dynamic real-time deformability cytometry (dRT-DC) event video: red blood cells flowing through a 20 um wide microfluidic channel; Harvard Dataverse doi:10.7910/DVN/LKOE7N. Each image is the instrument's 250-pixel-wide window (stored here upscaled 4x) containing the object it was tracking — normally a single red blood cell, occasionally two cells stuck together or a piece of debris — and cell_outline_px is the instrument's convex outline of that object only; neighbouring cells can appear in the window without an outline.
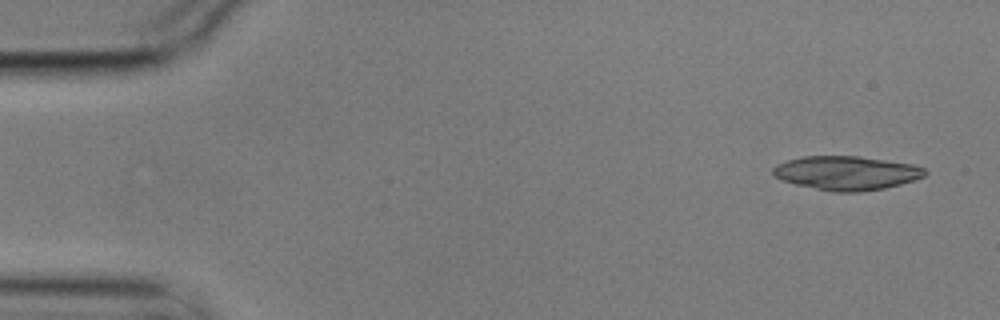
{"species": "common noctule bat (a hibernating species)", "species_latin": "Nyctalus noctula", "temperature_condition": "cold", "stored_images_in_passage": 9, "camera_frame_rate_fps": 3000, "um_per_image_px": 0.085, "animal": {"sex": "male", "body_mass_g": 17.9}, "frame": {"image": 1, "passage_image": 1, "time_ms": 0.0, "image_size_px": [1000, 320], "cell_outline_px": [[928, 172], [924, 176], [900, 184], [884, 188], [860, 192], [832, 192], [796, 184], [784, 180], [776, 176], [772, 172], [772, 168], [776, 164], [788, 160], [804, 156], [860, 156], [912, 164], [924, 168]], "centroid_in_image_um": [71.95, 14.7], "position_along_channel_um": 13.0, "area_um2": 29.88}}
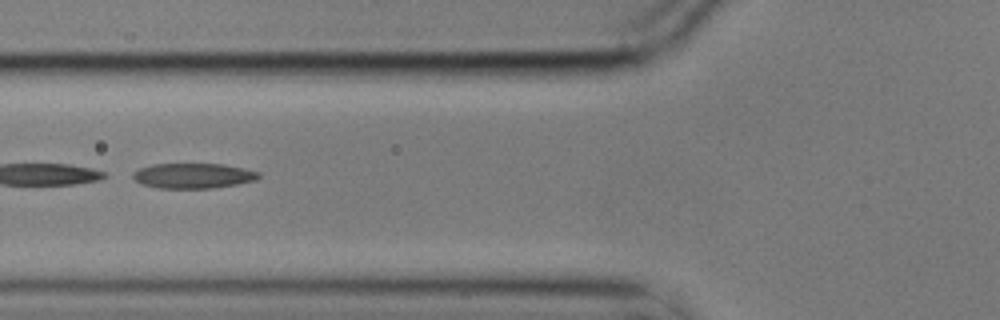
{"frame": {"image": 2, "passage_image": 6, "time_ms": 1.667, "image_size_px": [1000, 320], "cell_outline_px": [[260, 176], [256, 180], [236, 184], [212, 188], [156, 188], [144, 184], [136, 180], [132, 176], [132, 172], [140, 168], [152, 164], [224, 164], [244, 168], [260, 172]], "centroid_in_image_um": [16.43, 14.93], "position_along_channel_um": 109.4, "area_um2": 18.38}}
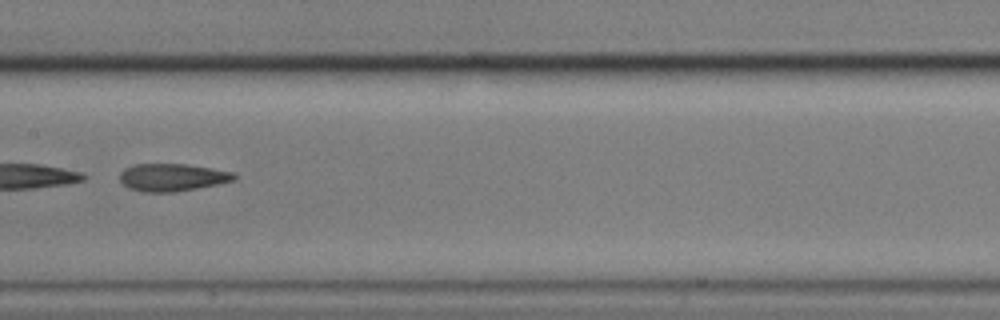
{"frame": {"image": 3, "passage_image": 8, "time_ms": 2.333, "image_size_px": [1000, 320], "cell_outline_px": [[236, 180], [176, 192], [144, 192], [128, 188], [120, 180], [120, 172], [124, 168], [132, 164], [184, 164], [212, 168], [236, 172]], "centroid_in_image_um": [14.64, 15.07], "position_along_channel_um": 192.8, "area_um2": 18.44}}